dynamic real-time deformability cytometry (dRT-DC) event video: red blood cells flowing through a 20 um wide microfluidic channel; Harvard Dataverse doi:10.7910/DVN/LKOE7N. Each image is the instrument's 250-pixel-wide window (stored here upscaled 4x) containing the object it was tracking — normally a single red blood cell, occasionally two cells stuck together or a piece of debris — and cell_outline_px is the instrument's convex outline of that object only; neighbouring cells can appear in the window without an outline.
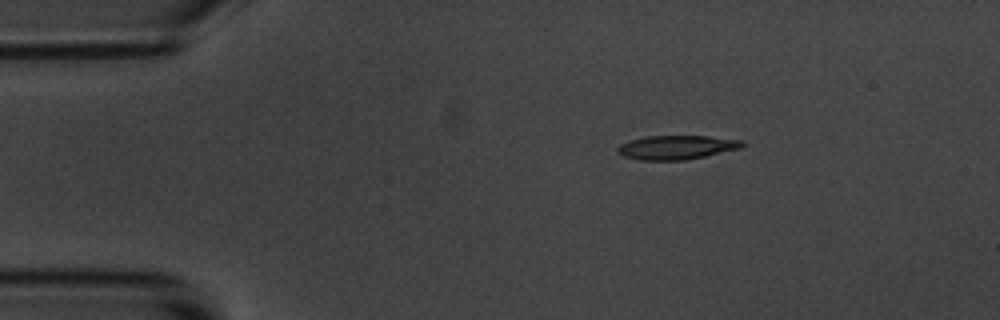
{"species": "common noctule bat (a hibernating species)", "species_latin": "Nyctalus noctula", "temperature_condition": "room temperature", "stored_images_in_passage": 3, "camera_frame_rate_fps": 3000, "um_per_image_px": 0.085, "animal": {"sex": "male", "body_mass_g": 20.1, "forearm_length_mm": 53.5}, "frame": {"image": 1, "passage_image": 1, "time_ms": 0.0, "image_size_px": [1000, 320], "cell_outline_px": [[744, 144], [740, 148], [704, 156], [684, 160], [640, 160], [624, 156], [616, 152], [616, 148], [620, 144], [632, 140], [648, 136], [708, 136], [744, 140]], "centroid_in_image_um": [57.5, 12.52], "position_along_channel_um": 27.5, "area_um2": 17.28}}
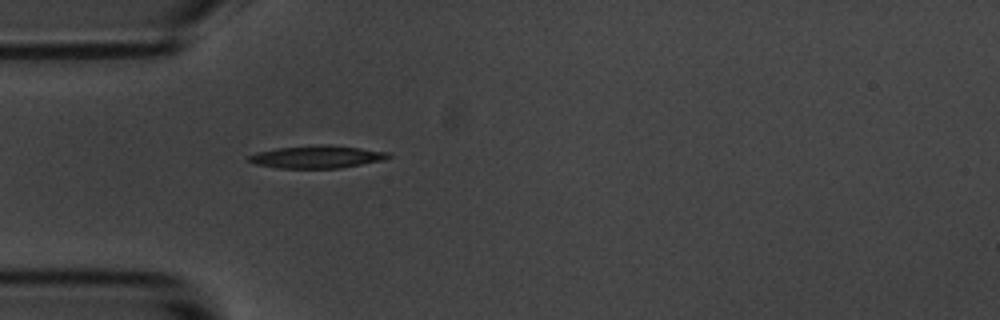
{"frame": {"image": 2, "passage_image": 3, "time_ms": 2.333, "image_size_px": [1000, 320], "cell_outline_px": [[392, 156], [384, 160], [340, 168], [276, 168], [252, 164], [248, 160], [248, 156], [256, 152], [276, 148], [320, 144], [328, 144], [392, 152]], "centroid_in_image_um": [26.94, 13.33], "position_along_channel_um": 58.1, "area_um2": 18.67}}